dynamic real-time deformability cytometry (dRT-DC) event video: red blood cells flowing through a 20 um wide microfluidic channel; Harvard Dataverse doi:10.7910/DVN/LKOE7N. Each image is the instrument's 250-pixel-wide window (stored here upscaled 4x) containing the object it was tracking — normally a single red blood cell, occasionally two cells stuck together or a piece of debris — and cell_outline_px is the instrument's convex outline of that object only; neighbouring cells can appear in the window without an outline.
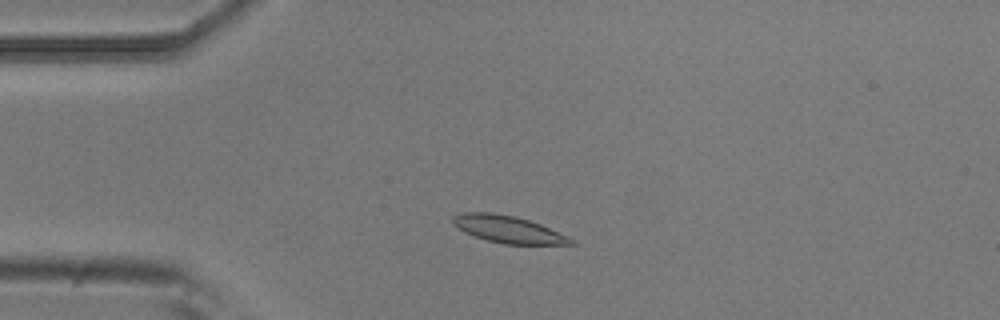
{"species": "common noctule bat (a hibernating species)", "species_latin": "Nyctalus noctula", "temperature_condition": "room temperature", "stored_images_in_passage": 50, "camera_frame_rate_fps": 3000, "um_per_image_px": 0.085, "animal": {"sex": "male", "body_mass_g": 20.5, "forearm_length_mm": 52.5}, "frame": {"image": 1, "passage_image": 9, "time_ms": 2.667, "image_size_px": [1000, 320], "cell_outline_px": [[576, 244], [504, 244], [488, 240], [464, 232], [452, 224], [452, 216], [464, 212], [492, 212], [516, 216], [540, 224], [568, 236], [576, 240]], "centroid_in_image_um": [43.19, 19.48], "position_along_channel_um": 41.8, "area_um2": 18.61}}
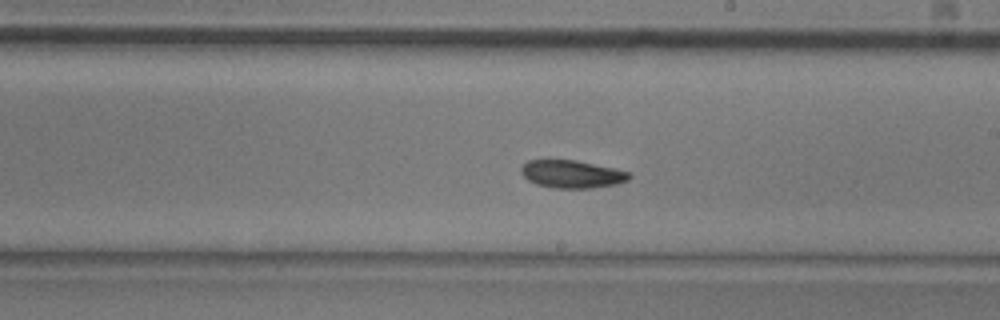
{"frame": {"image": 2, "passage_image": 27, "time_ms": 8.667, "image_size_px": [1000, 320], "cell_outline_px": [[632, 176], [628, 180], [616, 184], [592, 188], [552, 188], [536, 184], [528, 180], [520, 172], [520, 168], [528, 160], [544, 156], [576, 160], [616, 168], [632, 172]], "centroid_in_image_um": [48.57, 14.75], "position_along_channel_um": 240.4, "area_um2": 18.38}}
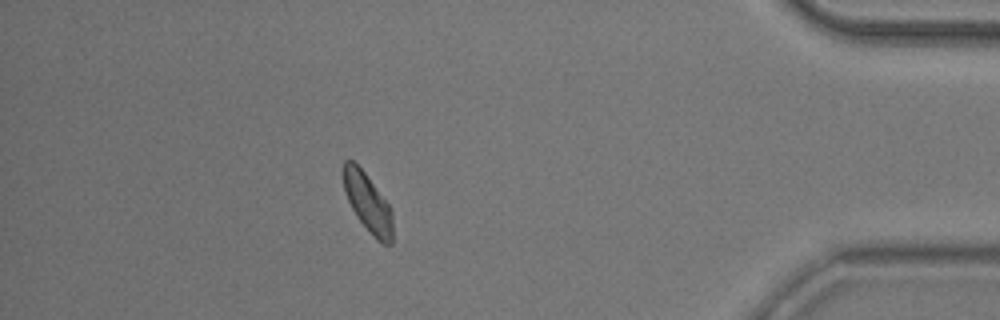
{"frame": {"image": 3, "passage_image": 44, "time_ms": 14.333, "image_size_px": [1000, 320], "cell_outline_px": [[392, 244], [384, 244], [376, 240], [360, 220], [352, 208], [344, 192], [340, 172], [340, 168], [344, 160], [352, 160], [364, 172], [392, 208]], "centroid_in_image_um": [31.22, 17.18], "position_along_channel_um": 404.0, "area_um2": 17.05}, "authors_computed_cell_mechanics": {"area_um2": 17.8024, "velocity_mm_per_s": 3.7017, "shape_relaxation_time_tau1_ms": 5.2734, "shape_relaxation_time_tau2_ms": 6.6427, "deformation_change_tau1": 0.1151, "deformation_change_tau2": 0.1069}}